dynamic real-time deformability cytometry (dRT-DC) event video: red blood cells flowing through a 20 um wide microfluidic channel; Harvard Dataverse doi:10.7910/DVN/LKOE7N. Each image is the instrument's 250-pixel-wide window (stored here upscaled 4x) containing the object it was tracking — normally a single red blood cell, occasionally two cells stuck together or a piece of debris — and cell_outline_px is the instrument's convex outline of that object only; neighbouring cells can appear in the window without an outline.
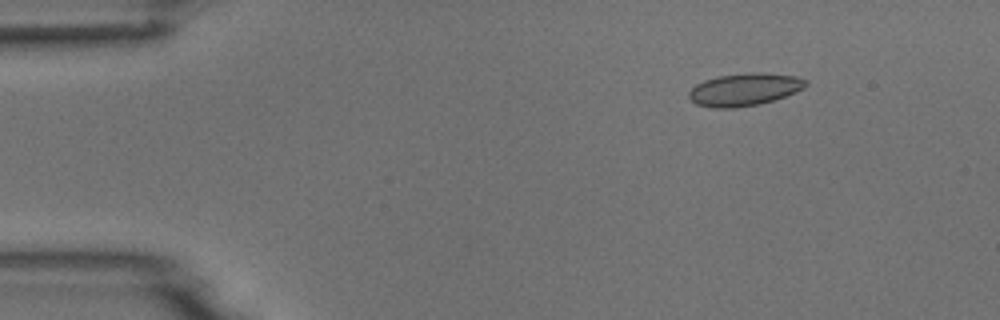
{"species": "common noctule bat (a hibernating species)", "species_latin": "Nyctalus noctula", "temperature_condition": "room temperature", "stored_images_in_passage": 7, "camera_frame_rate_fps": 3000, "um_per_image_px": 0.085, "animal": {"sex": "male", "body_mass_g": 18.8}, "frame": {"image": 1, "passage_image": 2, "time_ms": 1.333, "image_size_px": [1000, 320], "cell_outline_px": [[808, 84], [804, 88], [784, 96], [760, 104], [732, 108], [712, 108], [696, 104], [688, 96], [688, 92], [696, 84], [704, 80], [720, 76], [752, 72], [760, 72], [796, 76], [808, 80]], "centroid_in_image_um": [63.28, 7.6], "position_along_channel_um": 21.7, "area_um2": 22.08}}
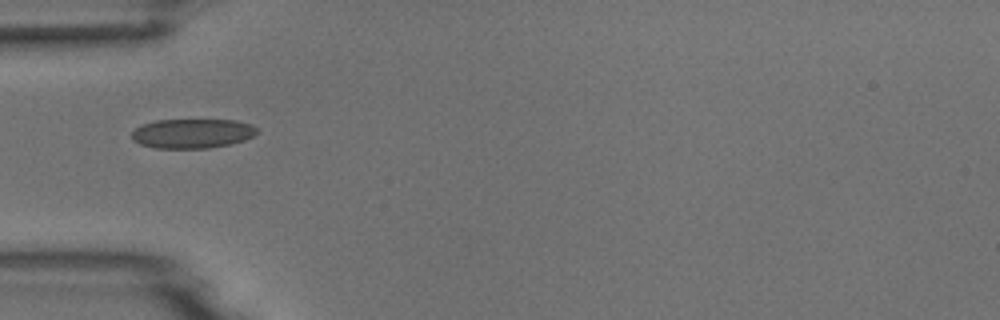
{"frame": {"image": 2, "passage_image": 5, "time_ms": 4.667, "image_size_px": [1000, 320], "cell_outline_px": [[256, 132], [252, 136], [244, 140], [232, 144], [208, 148], [156, 148], [140, 144], [132, 140], [132, 132], [140, 124], [156, 120], [236, 120], [252, 124], [256, 128]], "centroid_in_image_um": [16.32, 11.34], "position_along_channel_um": 68.7, "area_um2": 21.56}}